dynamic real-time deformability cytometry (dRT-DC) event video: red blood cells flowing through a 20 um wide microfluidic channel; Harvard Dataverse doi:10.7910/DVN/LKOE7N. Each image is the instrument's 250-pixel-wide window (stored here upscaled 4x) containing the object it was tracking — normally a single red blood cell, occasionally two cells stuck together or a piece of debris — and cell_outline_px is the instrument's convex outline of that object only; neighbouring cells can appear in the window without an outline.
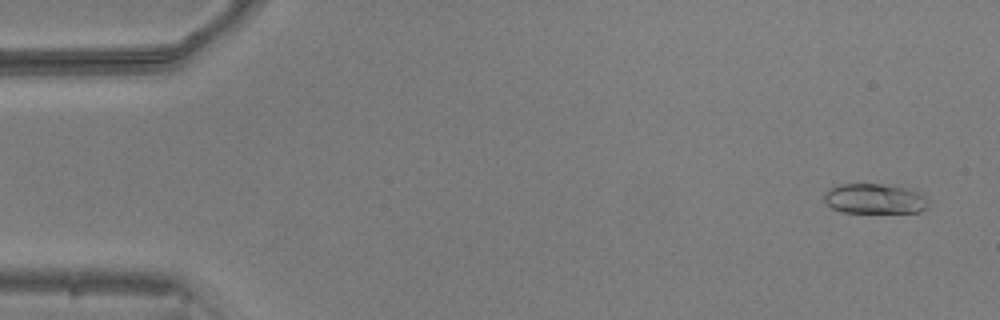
{"species": "common noctule bat (a hibernating species)", "species_latin": "Nyctalus noctula", "temperature_condition": "warm", "stored_images_in_passage": 53, "camera_frame_rate_fps": 3000, "um_per_image_px": 0.085, "animal": {"sex": "male", "body_mass_g": 20.5, "forearm_length_mm": 52.5}, "frame": {"image": 1, "passage_image": 3, "time_ms": 0.667, "image_size_px": [1000, 320], "cell_outline_px": [[928, 208], [920, 212], [840, 212], [832, 208], [824, 200], [824, 192], [840, 184], [892, 184], [912, 188], [924, 196], [928, 200]], "centroid_in_image_um": [74.39, 16.88], "position_along_channel_um": 10.6, "area_um2": 18.5}}
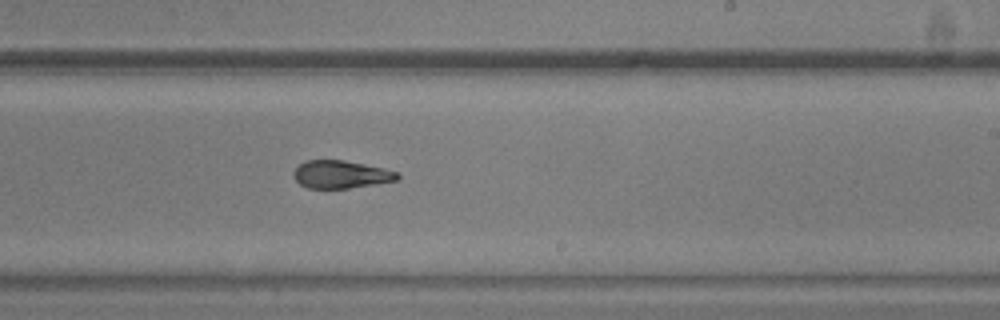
{"frame": {"image": 2, "passage_image": 32, "time_ms": 10.333, "image_size_px": [1000, 320], "cell_outline_px": [[400, 180], [348, 188], [308, 188], [300, 184], [292, 176], [292, 172], [300, 164], [308, 160], [344, 160], [384, 168], [400, 172]], "centroid_in_image_um": [29.0, 14.82], "position_along_channel_um": 260.0, "area_um2": 16.88}}
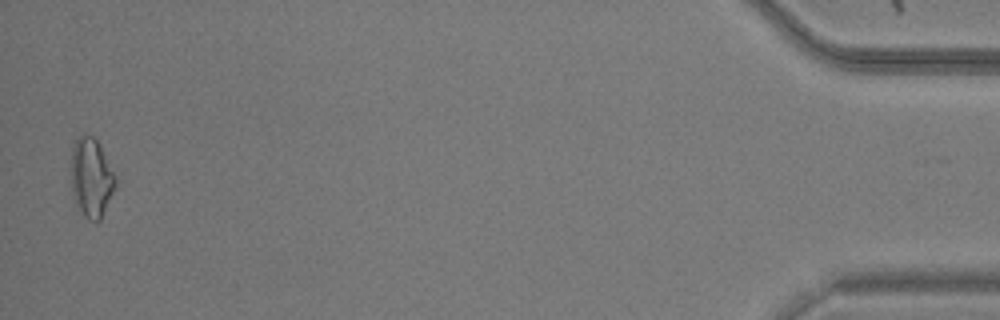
{"frame": {"image": 3, "passage_image": 52, "time_ms": 17.0, "image_size_px": [1000, 320], "cell_outline_px": [[120, 180], [100, 220], [88, 220], [76, 208], [72, 196], [72, 140], [84, 132], [92, 136], [96, 140]], "centroid_in_image_um": [7.78, 15.09], "position_along_channel_um": 427.4, "area_um2": 21.1}, "authors_computed_cell_mechanics": {"area_um2": 17.9758, "velocity_mm_per_s": 3.885, "shape_relaxation_time_tau1_ms": null, "shape_relaxation_time_tau2_ms": 1.7207, "deformation_change_tau1": null, "deformation_change_tau2": 0.0962}}